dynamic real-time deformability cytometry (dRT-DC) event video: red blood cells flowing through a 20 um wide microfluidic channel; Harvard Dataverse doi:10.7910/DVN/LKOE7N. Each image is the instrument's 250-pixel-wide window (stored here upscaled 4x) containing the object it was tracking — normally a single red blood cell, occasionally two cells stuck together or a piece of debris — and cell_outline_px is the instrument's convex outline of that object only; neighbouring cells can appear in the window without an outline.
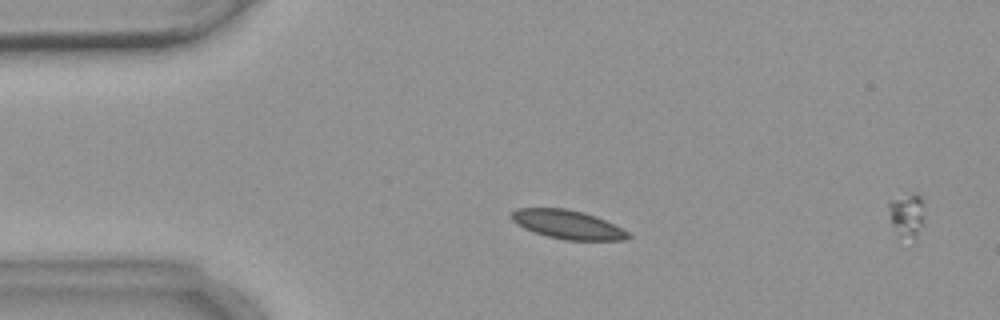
{"species": "common noctule bat (a hibernating species)", "species_latin": "Nyctalus noctula", "temperature_condition": "warm", "stored_images_in_passage": 4, "camera_frame_rate_fps": 3000, "um_per_image_px": 0.085, "animal": {"sex": "female", "body_mass_g": 18.4}, "frame": {"image": 1, "passage_image": 3, "time_ms": 3.333, "image_size_px": [1000, 320], "cell_outline_px": [[632, 236], [624, 240], [564, 240], [548, 236], [524, 228], [516, 224], [508, 216], [516, 208], [564, 208], [584, 212], [596, 216], [628, 232]], "centroid_in_image_um": [48.21, 19.08], "position_along_channel_um": 36.8, "area_um2": 19.48}}